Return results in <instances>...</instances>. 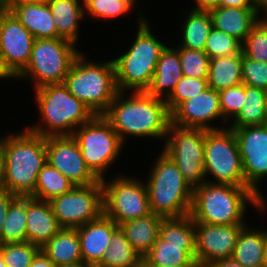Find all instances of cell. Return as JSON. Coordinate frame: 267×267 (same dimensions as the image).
Wrapping results in <instances>:
<instances>
[{
	"label": "cell",
	"instance_id": "52",
	"mask_svg": "<svg viewBox=\"0 0 267 267\" xmlns=\"http://www.w3.org/2000/svg\"><path fill=\"white\" fill-rule=\"evenodd\" d=\"M56 267H89V266L84 264L83 262H79V263H72V264L57 265Z\"/></svg>",
	"mask_w": 267,
	"mask_h": 267
},
{
	"label": "cell",
	"instance_id": "7",
	"mask_svg": "<svg viewBox=\"0 0 267 267\" xmlns=\"http://www.w3.org/2000/svg\"><path fill=\"white\" fill-rule=\"evenodd\" d=\"M139 29L131 48L113 59L118 91H146L153 79L161 52L166 48L150 32L147 21L139 18Z\"/></svg>",
	"mask_w": 267,
	"mask_h": 267
},
{
	"label": "cell",
	"instance_id": "15",
	"mask_svg": "<svg viewBox=\"0 0 267 267\" xmlns=\"http://www.w3.org/2000/svg\"><path fill=\"white\" fill-rule=\"evenodd\" d=\"M46 161L75 186H87L100 181L86 165L73 136L46 137Z\"/></svg>",
	"mask_w": 267,
	"mask_h": 267
},
{
	"label": "cell",
	"instance_id": "47",
	"mask_svg": "<svg viewBox=\"0 0 267 267\" xmlns=\"http://www.w3.org/2000/svg\"><path fill=\"white\" fill-rule=\"evenodd\" d=\"M17 77L8 67L2 50L0 49V78Z\"/></svg>",
	"mask_w": 267,
	"mask_h": 267
},
{
	"label": "cell",
	"instance_id": "8",
	"mask_svg": "<svg viewBox=\"0 0 267 267\" xmlns=\"http://www.w3.org/2000/svg\"><path fill=\"white\" fill-rule=\"evenodd\" d=\"M74 43L62 38L35 39L26 69L18 76L34 80L35 88L62 84L75 59L81 54Z\"/></svg>",
	"mask_w": 267,
	"mask_h": 267
},
{
	"label": "cell",
	"instance_id": "49",
	"mask_svg": "<svg viewBox=\"0 0 267 267\" xmlns=\"http://www.w3.org/2000/svg\"><path fill=\"white\" fill-rule=\"evenodd\" d=\"M218 0H196V8L193 10L209 11L212 8L217 7Z\"/></svg>",
	"mask_w": 267,
	"mask_h": 267
},
{
	"label": "cell",
	"instance_id": "28",
	"mask_svg": "<svg viewBox=\"0 0 267 267\" xmlns=\"http://www.w3.org/2000/svg\"><path fill=\"white\" fill-rule=\"evenodd\" d=\"M242 55L238 54L210 59L208 70V87L220 91L243 84Z\"/></svg>",
	"mask_w": 267,
	"mask_h": 267
},
{
	"label": "cell",
	"instance_id": "53",
	"mask_svg": "<svg viewBox=\"0 0 267 267\" xmlns=\"http://www.w3.org/2000/svg\"><path fill=\"white\" fill-rule=\"evenodd\" d=\"M176 267H203L196 259H192L188 264Z\"/></svg>",
	"mask_w": 267,
	"mask_h": 267
},
{
	"label": "cell",
	"instance_id": "36",
	"mask_svg": "<svg viewBox=\"0 0 267 267\" xmlns=\"http://www.w3.org/2000/svg\"><path fill=\"white\" fill-rule=\"evenodd\" d=\"M0 250L6 267H30L41 248L26 241L1 244Z\"/></svg>",
	"mask_w": 267,
	"mask_h": 267
},
{
	"label": "cell",
	"instance_id": "11",
	"mask_svg": "<svg viewBox=\"0 0 267 267\" xmlns=\"http://www.w3.org/2000/svg\"><path fill=\"white\" fill-rule=\"evenodd\" d=\"M169 139L163 152L177 165L184 179L194 188L205 183L204 141L205 130L181 128L170 124Z\"/></svg>",
	"mask_w": 267,
	"mask_h": 267
},
{
	"label": "cell",
	"instance_id": "16",
	"mask_svg": "<svg viewBox=\"0 0 267 267\" xmlns=\"http://www.w3.org/2000/svg\"><path fill=\"white\" fill-rule=\"evenodd\" d=\"M245 224L214 225L195 223V259L206 267L211 262L230 259Z\"/></svg>",
	"mask_w": 267,
	"mask_h": 267
},
{
	"label": "cell",
	"instance_id": "43",
	"mask_svg": "<svg viewBox=\"0 0 267 267\" xmlns=\"http://www.w3.org/2000/svg\"><path fill=\"white\" fill-rule=\"evenodd\" d=\"M243 84L267 91V63L258 62L242 55Z\"/></svg>",
	"mask_w": 267,
	"mask_h": 267
},
{
	"label": "cell",
	"instance_id": "56",
	"mask_svg": "<svg viewBox=\"0 0 267 267\" xmlns=\"http://www.w3.org/2000/svg\"><path fill=\"white\" fill-rule=\"evenodd\" d=\"M267 0H252V2L255 4V6L260 9V6L266 2Z\"/></svg>",
	"mask_w": 267,
	"mask_h": 267
},
{
	"label": "cell",
	"instance_id": "45",
	"mask_svg": "<svg viewBox=\"0 0 267 267\" xmlns=\"http://www.w3.org/2000/svg\"><path fill=\"white\" fill-rule=\"evenodd\" d=\"M218 7L257 8L252 0H218Z\"/></svg>",
	"mask_w": 267,
	"mask_h": 267
},
{
	"label": "cell",
	"instance_id": "41",
	"mask_svg": "<svg viewBox=\"0 0 267 267\" xmlns=\"http://www.w3.org/2000/svg\"><path fill=\"white\" fill-rule=\"evenodd\" d=\"M84 9L98 18H113L128 13L135 0H83Z\"/></svg>",
	"mask_w": 267,
	"mask_h": 267
},
{
	"label": "cell",
	"instance_id": "4",
	"mask_svg": "<svg viewBox=\"0 0 267 267\" xmlns=\"http://www.w3.org/2000/svg\"><path fill=\"white\" fill-rule=\"evenodd\" d=\"M35 89L40 113L46 122L45 127H48L44 128L41 124L27 128L35 134L43 137L72 136L74 128L85 124L95 116L90 108L73 96L63 83L47 84Z\"/></svg>",
	"mask_w": 267,
	"mask_h": 267
},
{
	"label": "cell",
	"instance_id": "37",
	"mask_svg": "<svg viewBox=\"0 0 267 267\" xmlns=\"http://www.w3.org/2000/svg\"><path fill=\"white\" fill-rule=\"evenodd\" d=\"M182 74L186 77L208 78L210 58L205 51L178 47Z\"/></svg>",
	"mask_w": 267,
	"mask_h": 267
},
{
	"label": "cell",
	"instance_id": "18",
	"mask_svg": "<svg viewBox=\"0 0 267 267\" xmlns=\"http://www.w3.org/2000/svg\"><path fill=\"white\" fill-rule=\"evenodd\" d=\"M223 118L218 91L207 87L202 93L180 103L171 112V124L181 128L216 130L207 122Z\"/></svg>",
	"mask_w": 267,
	"mask_h": 267
},
{
	"label": "cell",
	"instance_id": "54",
	"mask_svg": "<svg viewBox=\"0 0 267 267\" xmlns=\"http://www.w3.org/2000/svg\"><path fill=\"white\" fill-rule=\"evenodd\" d=\"M264 264L267 267V231H265Z\"/></svg>",
	"mask_w": 267,
	"mask_h": 267
},
{
	"label": "cell",
	"instance_id": "19",
	"mask_svg": "<svg viewBox=\"0 0 267 267\" xmlns=\"http://www.w3.org/2000/svg\"><path fill=\"white\" fill-rule=\"evenodd\" d=\"M118 228L119 225L104 213L97 219L76 228L84 264L96 267L102 261L110 246L113 233Z\"/></svg>",
	"mask_w": 267,
	"mask_h": 267
},
{
	"label": "cell",
	"instance_id": "46",
	"mask_svg": "<svg viewBox=\"0 0 267 267\" xmlns=\"http://www.w3.org/2000/svg\"><path fill=\"white\" fill-rule=\"evenodd\" d=\"M30 267H56L52 261L40 250L33 258Z\"/></svg>",
	"mask_w": 267,
	"mask_h": 267
},
{
	"label": "cell",
	"instance_id": "48",
	"mask_svg": "<svg viewBox=\"0 0 267 267\" xmlns=\"http://www.w3.org/2000/svg\"><path fill=\"white\" fill-rule=\"evenodd\" d=\"M206 267H244L240 263L235 262L232 258L230 259H221L211 262Z\"/></svg>",
	"mask_w": 267,
	"mask_h": 267
},
{
	"label": "cell",
	"instance_id": "34",
	"mask_svg": "<svg viewBox=\"0 0 267 267\" xmlns=\"http://www.w3.org/2000/svg\"><path fill=\"white\" fill-rule=\"evenodd\" d=\"M26 196H17L10 204L1 235V244L26 242Z\"/></svg>",
	"mask_w": 267,
	"mask_h": 267
},
{
	"label": "cell",
	"instance_id": "44",
	"mask_svg": "<svg viewBox=\"0 0 267 267\" xmlns=\"http://www.w3.org/2000/svg\"><path fill=\"white\" fill-rule=\"evenodd\" d=\"M17 197V195L8 191L0 192V241L2 235V229L4 220L11 202Z\"/></svg>",
	"mask_w": 267,
	"mask_h": 267
},
{
	"label": "cell",
	"instance_id": "14",
	"mask_svg": "<svg viewBox=\"0 0 267 267\" xmlns=\"http://www.w3.org/2000/svg\"><path fill=\"white\" fill-rule=\"evenodd\" d=\"M231 129L238 142L246 187L259 195L258 208L265 209L256 184L267 176V124Z\"/></svg>",
	"mask_w": 267,
	"mask_h": 267
},
{
	"label": "cell",
	"instance_id": "20",
	"mask_svg": "<svg viewBox=\"0 0 267 267\" xmlns=\"http://www.w3.org/2000/svg\"><path fill=\"white\" fill-rule=\"evenodd\" d=\"M26 221L27 241L40 248L62 229L49 201L31 196H26Z\"/></svg>",
	"mask_w": 267,
	"mask_h": 267
},
{
	"label": "cell",
	"instance_id": "40",
	"mask_svg": "<svg viewBox=\"0 0 267 267\" xmlns=\"http://www.w3.org/2000/svg\"><path fill=\"white\" fill-rule=\"evenodd\" d=\"M243 54L258 62L267 63V25L258 22L242 43Z\"/></svg>",
	"mask_w": 267,
	"mask_h": 267
},
{
	"label": "cell",
	"instance_id": "21",
	"mask_svg": "<svg viewBox=\"0 0 267 267\" xmlns=\"http://www.w3.org/2000/svg\"><path fill=\"white\" fill-rule=\"evenodd\" d=\"M9 10L35 39L57 38V30L47 1L0 5Z\"/></svg>",
	"mask_w": 267,
	"mask_h": 267
},
{
	"label": "cell",
	"instance_id": "26",
	"mask_svg": "<svg viewBox=\"0 0 267 267\" xmlns=\"http://www.w3.org/2000/svg\"><path fill=\"white\" fill-rule=\"evenodd\" d=\"M41 250L55 266L83 262L76 228H62Z\"/></svg>",
	"mask_w": 267,
	"mask_h": 267
},
{
	"label": "cell",
	"instance_id": "55",
	"mask_svg": "<svg viewBox=\"0 0 267 267\" xmlns=\"http://www.w3.org/2000/svg\"><path fill=\"white\" fill-rule=\"evenodd\" d=\"M261 9L263 8V9H265V12L267 11V1L266 2H264L261 6ZM267 13V12H266ZM267 15V14H266ZM267 17V16H266ZM261 23H263V24H266L267 25V18H265V19H260L259 20Z\"/></svg>",
	"mask_w": 267,
	"mask_h": 267
},
{
	"label": "cell",
	"instance_id": "27",
	"mask_svg": "<svg viewBox=\"0 0 267 267\" xmlns=\"http://www.w3.org/2000/svg\"><path fill=\"white\" fill-rule=\"evenodd\" d=\"M54 18L57 38L76 43L78 38V21L83 19L84 7L78 0H46Z\"/></svg>",
	"mask_w": 267,
	"mask_h": 267
},
{
	"label": "cell",
	"instance_id": "29",
	"mask_svg": "<svg viewBox=\"0 0 267 267\" xmlns=\"http://www.w3.org/2000/svg\"><path fill=\"white\" fill-rule=\"evenodd\" d=\"M247 229H241L231 258L244 267H265V231Z\"/></svg>",
	"mask_w": 267,
	"mask_h": 267
},
{
	"label": "cell",
	"instance_id": "24",
	"mask_svg": "<svg viewBox=\"0 0 267 267\" xmlns=\"http://www.w3.org/2000/svg\"><path fill=\"white\" fill-rule=\"evenodd\" d=\"M196 244H175L157 238L143 257V267H176L195 259Z\"/></svg>",
	"mask_w": 267,
	"mask_h": 267
},
{
	"label": "cell",
	"instance_id": "2",
	"mask_svg": "<svg viewBox=\"0 0 267 267\" xmlns=\"http://www.w3.org/2000/svg\"><path fill=\"white\" fill-rule=\"evenodd\" d=\"M5 191L17 196L35 192L40 169L46 163V137L30 130L0 139Z\"/></svg>",
	"mask_w": 267,
	"mask_h": 267
},
{
	"label": "cell",
	"instance_id": "50",
	"mask_svg": "<svg viewBox=\"0 0 267 267\" xmlns=\"http://www.w3.org/2000/svg\"><path fill=\"white\" fill-rule=\"evenodd\" d=\"M38 1H45V0H0V5H17L23 3L38 2Z\"/></svg>",
	"mask_w": 267,
	"mask_h": 267
},
{
	"label": "cell",
	"instance_id": "22",
	"mask_svg": "<svg viewBox=\"0 0 267 267\" xmlns=\"http://www.w3.org/2000/svg\"><path fill=\"white\" fill-rule=\"evenodd\" d=\"M258 8L215 7L209 10L212 26L244 42L251 28L258 22Z\"/></svg>",
	"mask_w": 267,
	"mask_h": 267
},
{
	"label": "cell",
	"instance_id": "13",
	"mask_svg": "<svg viewBox=\"0 0 267 267\" xmlns=\"http://www.w3.org/2000/svg\"><path fill=\"white\" fill-rule=\"evenodd\" d=\"M62 228H78L103 213V186L98 183L74 186L69 192L49 201Z\"/></svg>",
	"mask_w": 267,
	"mask_h": 267
},
{
	"label": "cell",
	"instance_id": "39",
	"mask_svg": "<svg viewBox=\"0 0 267 267\" xmlns=\"http://www.w3.org/2000/svg\"><path fill=\"white\" fill-rule=\"evenodd\" d=\"M210 59L242 52V43L233 36L212 27L205 50Z\"/></svg>",
	"mask_w": 267,
	"mask_h": 267
},
{
	"label": "cell",
	"instance_id": "12",
	"mask_svg": "<svg viewBox=\"0 0 267 267\" xmlns=\"http://www.w3.org/2000/svg\"><path fill=\"white\" fill-rule=\"evenodd\" d=\"M103 213L120 225L123 222L151 214L147 186L127 177H117L111 183L101 180Z\"/></svg>",
	"mask_w": 267,
	"mask_h": 267
},
{
	"label": "cell",
	"instance_id": "35",
	"mask_svg": "<svg viewBox=\"0 0 267 267\" xmlns=\"http://www.w3.org/2000/svg\"><path fill=\"white\" fill-rule=\"evenodd\" d=\"M159 237L169 243L196 244L195 222L190 215L180 218H164L160 225Z\"/></svg>",
	"mask_w": 267,
	"mask_h": 267
},
{
	"label": "cell",
	"instance_id": "9",
	"mask_svg": "<svg viewBox=\"0 0 267 267\" xmlns=\"http://www.w3.org/2000/svg\"><path fill=\"white\" fill-rule=\"evenodd\" d=\"M204 171L217 184L246 186L239 146L233 129L205 130Z\"/></svg>",
	"mask_w": 267,
	"mask_h": 267
},
{
	"label": "cell",
	"instance_id": "38",
	"mask_svg": "<svg viewBox=\"0 0 267 267\" xmlns=\"http://www.w3.org/2000/svg\"><path fill=\"white\" fill-rule=\"evenodd\" d=\"M207 87V78L182 76L171 94L165 98L169 112L171 113L180 103L202 93Z\"/></svg>",
	"mask_w": 267,
	"mask_h": 267
},
{
	"label": "cell",
	"instance_id": "6",
	"mask_svg": "<svg viewBox=\"0 0 267 267\" xmlns=\"http://www.w3.org/2000/svg\"><path fill=\"white\" fill-rule=\"evenodd\" d=\"M63 84L95 115H103L118 93L113 60L96 64L85 61L82 53L73 62Z\"/></svg>",
	"mask_w": 267,
	"mask_h": 267
},
{
	"label": "cell",
	"instance_id": "23",
	"mask_svg": "<svg viewBox=\"0 0 267 267\" xmlns=\"http://www.w3.org/2000/svg\"><path fill=\"white\" fill-rule=\"evenodd\" d=\"M182 76L178 50L166 46L161 52L152 82L146 92L158 98H162V95L166 94L167 98Z\"/></svg>",
	"mask_w": 267,
	"mask_h": 267
},
{
	"label": "cell",
	"instance_id": "57",
	"mask_svg": "<svg viewBox=\"0 0 267 267\" xmlns=\"http://www.w3.org/2000/svg\"><path fill=\"white\" fill-rule=\"evenodd\" d=\"M0 267H6L3 257H2L1 250H0Z\"/></svg>",
	"mask_w": 267,
	"mask_h": 267
},
{
	"label": "cell",
	"instance_id": "32",
	"mask_svg": "<svg viewBox=\"0 0 267 267\" xmlns=\"http://www.w3.org/2000/svg\"><path fill=\"white\" fill-rule=\"evenodd\" d=\"M74 186L67 177L46 161L38 173L35 192L31 197L50 201L54 197L69 192Z\"/></svg>",
	"mask_w": 267,
	"mask_h": 267
},
{
	"label": "cell",
	"instance_id": "33",
	"mask_svg": "<svg viewBox=\"0 0 267 267\" xmlns=\"http://www.w3.org/2000/svg\"><path fill=\"white\" fill-rule=\"evenodd\" d=\"M183 25V43L178 47L204 51L213 27L209 11L192 10Z\"/></svg>",
	"mask_w": 267,
	"mask_h": 267
},
{
	"label": "cell",
	"instance_id": "31",
	"mask_svg": "<svg viewBox=\"0 0 267 267\" xmlns=\"http://www.w3.org/2000/svg\"><path fill=\"white\" fill-rule=\"evenodd\" d=\"M96 267H143V258L119 227L113 233L110 246Z\"/></svg>",
	"mask_w": 267,
	"mask_h": 267
},
{
	"label": "cell",
	"instance_id": "10",
	"mask_svg": "<svg viewBox=\"0 0 267 267\" xmlns=\"http://www.w3.org/2000/svg\"><path fill=\"white\" fill-rule=\"evenodd\" d=\"M79 130L74 131L72 136L86 165L102 180V173L118 157L123 142L103 115H95Z\"/></svg>",
	"mask_w": 267,
	"mask_h": 267
},
{
	"label": "cell",
	"instance_id": "51",
	"mask_svg": "<svg viewBox=\"0 0 267 267\" xmlns=\"http://www.w3.org/2000/svg\"><path fill=\"white\" fill-rule=\"evenodd\" d=\"M4 163H3V157L0 152V192L4 191Z\"/></svg>",
	"mask_w": 267,
	"mask_h": 267
},
{
	"label": "cell",
	"instance_id": "42",
	"mask_svg": "<svg viewBox=\"0 0 267 267\" xmlns=\"http://www.w3.org/2000/svg\"><path fill=\"white\" fill-rule=\"evenodd\" d=\"M223 120L235 117L241 110L245 100V84H239L218 91Z\"/></svg>",
	"mask_w": 267,
	"mask_h": 267
},
{
	"label": "cell",
	"instance_id": "3",
	"mask_svg": "<svg viewBox=\"0 0 267 267\" xmlns=\"http://www.w3.org/2000/svg\"><path fill=\"white\" fill-rule=\"evenodd\" d=\"M258 194L246 186L211 183L193 188L190 216L195 223L244 224L246 202L258 208Z\"/></svg>",
	"mask_w": 267,
	"mask_h": 267
},
{
	"label": "cell",
	"instance_id": "1",
	"mask_svg": "<svg viewBox=\"0 0 267 267\" xmlns=\"http://www.w3.org/2000/svg\"><path fill=\"white\" fill-rule=\"evenodd\" d=\"M124 91H118L103 116L124 143V135L162 138L171 124V113L164 99L149 95L146 91H134L123 99Z\"/></svg>",
	"mask_w": 267,
	"mask_h": 267
},
{
	"label": "cell",
	"instance_id": "5",
	"mask_svg": "<svg viewBox=\"0 0 267 267\" xmlns=\"http://www.w3.org/2000/svg\"><path fill=\"white\" fill-rule=\"evenodd\" d=\"M146 184L151 213L163 218H180L190 214L193 188L177 165L161 153Z\"/></svg>",
	"mask_w": 267,
	"mask_h": 267
},
{
	"label": "cell",
	"instance_id": "30",
	"mask_svg": "<svg viewBox=\"0 0 267 267\" xmlns=\"http://www.w3.org/2000/svg\"><path fill=\"white\" fill-rule=\"evenodd\" d=\"M229 128L267 124V92L264 89L245 85V100L240 112Z\"/></svg>",
	"mask_w": 267,
	"mask_h": 267
},
{
	"label": "cell",
	"instance_id": "17",
	"mask_svg": "<svg viewBox=\"0 0 267 267\" xmlns=\"http://www.w3.org/2000/svg\"><path fill=\"white\" fill-rule=\"evenodd\" d=\"M35 38L9 11L0 8V49L18 77L27 67Z\"/></svg>",
	"mask_w": 267,
	"mask_h": 267
},
{
	"label": "cell",
	"instance_id": "25",
	"mask_svg": "<svg viewBox=\"0 0 267 267\" xmlns=\"http://www.w3.org/2000/svg\"><path fill=\"white\" fill-rule=\"evenodd\" d=\"M164 218L151 213L148 216L123 222L119 225L126 239L143 258L159 237V229Z\"/></svg>",
	"mask_w": 267,
	"mask_h": 267
}]
</instances>
